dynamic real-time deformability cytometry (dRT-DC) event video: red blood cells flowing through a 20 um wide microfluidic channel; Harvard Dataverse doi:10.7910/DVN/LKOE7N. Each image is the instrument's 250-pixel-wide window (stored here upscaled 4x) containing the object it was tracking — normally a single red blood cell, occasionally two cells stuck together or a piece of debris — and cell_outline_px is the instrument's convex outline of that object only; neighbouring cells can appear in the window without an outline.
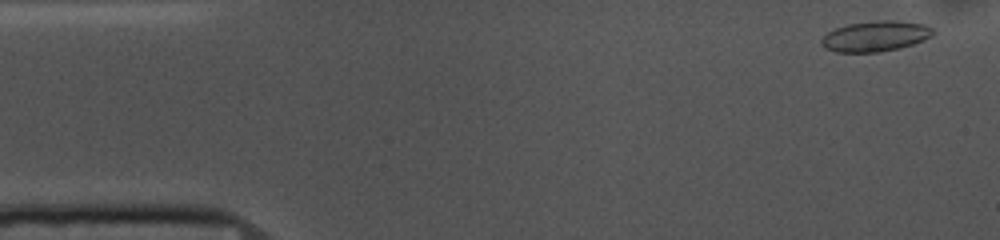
{"species": "common noctule bat (a hibernating species)", "species_latin": "Nyctalus noctula", "temperature_condition": "cold", "stored_images_in_passage": 53, "camera_frame_rate_fps": 3000, "um_per_image_px": 0.085, "animal": {"sex": "female", "body_mass_g": 10.0, "forearm_length_mm": 53.1}, "frame": {"image": 1, "passage_image": 2, "time_ms": 0.333, "image_size_px": [1000, 240], "cell_outline_px": [[936, 32], [932, 36], [924, 40], [900, 48], [876, 52], [836, 52], [824, 48], [820, 44], [820, 40], [828, 32], [836, 28], [848, 24], [880, 20], [892, 20], [924, 24], [932, 28]], "centroid_in_image_um": [74.41, 3.08], "position_along_channel_um": 10.6, "area_um2": 19.83}}
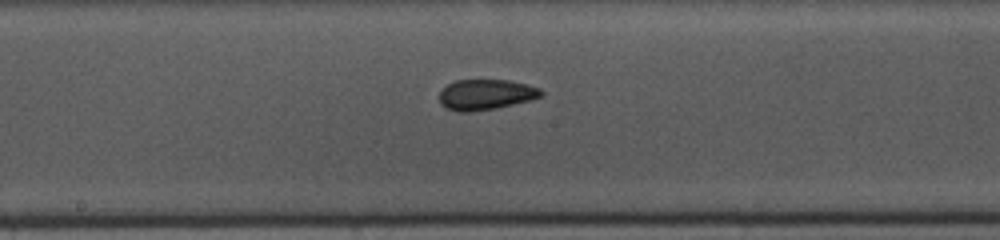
{"frame": {"image": 2, "passage_image": 26, "time_ms": 8.333, "image_size_px": [1000, 240], "cell_outline_px": [[544, 96], [496, 108], [472, 112], [460, 112], [448, 108], [440, 104], [440, 92], [448, 84], [456, 80], [508, 80], [528, 84], [540, 88], [544, 92]], "centroid_in_image_um": [41.32, 8.03], "position_along_channel_um": 206.9, "area_um2": 18.03}}
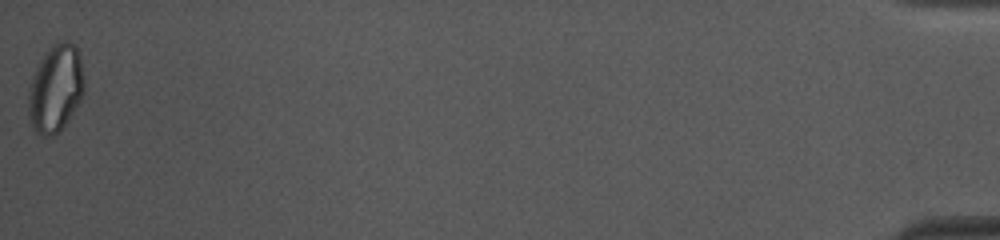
{"frame": {"image": 3, "passage_image": 53, "time_ms": 17.333, "image_size_px": [1000, 240], "cell_outline_px": [[84, 92], [80, 100], [68, 120], [52, 136], [44, 136], [36, 132], [32, 128], [28, 120], [28, 96], [32, 80], [36, 68], [40, 60], [48, 48], [60, 40], [68, 40], [76, 44], [80, 56], [84, 80]], "centroid_in_image_um": [4.73, 7.49], "position_along_channel_um": 430.5, "area_um2": 28.44}, "authors_computed_cell_mechanics": {"area_um2": 18.7272, "velocity_mm_per_s": 3.651, "shape_relaxation_time_tau1_ms": 4.4003, "shape_relaxation_time_tau2_ms": 1.3978, "deformation_change_tau1": 0.1157, "deformation_change_tau2": 0.069}}